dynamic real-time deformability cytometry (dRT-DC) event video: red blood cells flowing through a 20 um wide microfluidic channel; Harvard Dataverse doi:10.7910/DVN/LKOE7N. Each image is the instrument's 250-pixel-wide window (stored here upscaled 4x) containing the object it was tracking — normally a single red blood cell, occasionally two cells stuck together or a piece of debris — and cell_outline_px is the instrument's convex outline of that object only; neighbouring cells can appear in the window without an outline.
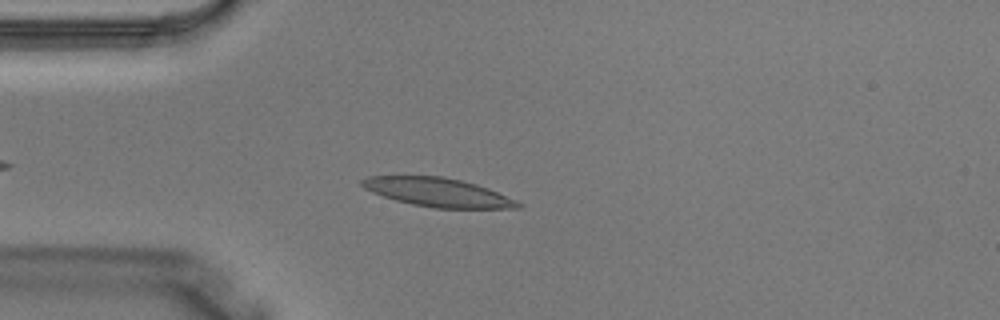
{"species": "Egyptian fruit bat (a non-hibernating species)", "species_latin": "Rousettus aegyptiacus", "temperature_condition": "warm", "stored_images_in_passage": 2, "camera_frame_rate_fps": 3000, "um_per_image_px": 0.085, "animal": {"sex": "male"}, "frame": {"image": 1, "passage_image": 2, "time_ms": 0.333, "image_size_px": [1000, 320], "cell_outline_px": [[524, 204], [520, 208], [432, 208], [412, 204], [396, 200], [372, 192], [364, 188], [360, 184], [360, 180], [368, 176], [444, 176], [476, 184], [488, 188], [516, 200]], "centroid_in_image_um": [37.22, 16.34], "position_along_channel_um": 47.8, "area_um2": 26.07}}